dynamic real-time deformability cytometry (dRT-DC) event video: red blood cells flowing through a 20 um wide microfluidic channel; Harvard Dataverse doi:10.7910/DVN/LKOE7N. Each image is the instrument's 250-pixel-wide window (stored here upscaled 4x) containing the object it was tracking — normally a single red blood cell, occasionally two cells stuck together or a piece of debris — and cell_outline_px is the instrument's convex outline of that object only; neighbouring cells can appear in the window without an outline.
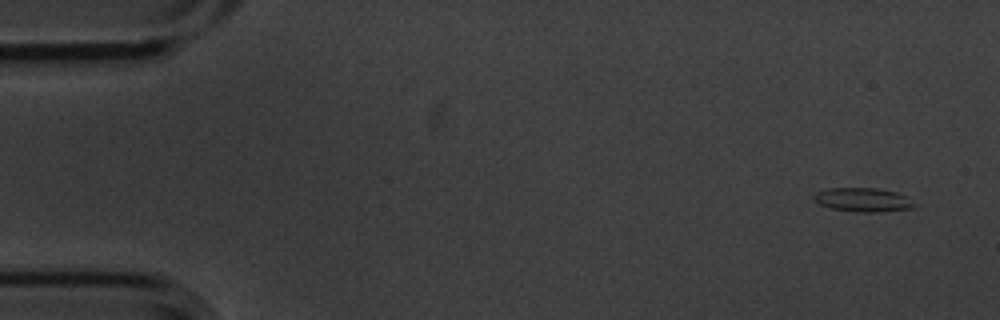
{"species": "common noctule bat (a hibernating species)", "species_latin": "Nyctalus noctula", "temperature_condition": "cold", "stored_images_in_passage": 8, "camera_frame_rate_fps": 3000, "um_per_image_px": 0.085, "animal": {"sex": "male", "body_mass_g": 20.1, "forearm_length_mm": 53.5}, "frame": {"image": 1, "passage_image": 1, "time_ms": 0.0, "image_size_px": [1000, 320], "cell_outline_px": [[920, 204], [912, 208], [884, 212], [856, 212], [832, 208], [820, 204], [812, 196], [816, 192], [828, 188], [876, 188], [896, 192]], "centroid_in_image_um": [73.41, 16.99], "position_along_channel_um": 11.6, "area_um2": 14.05}}
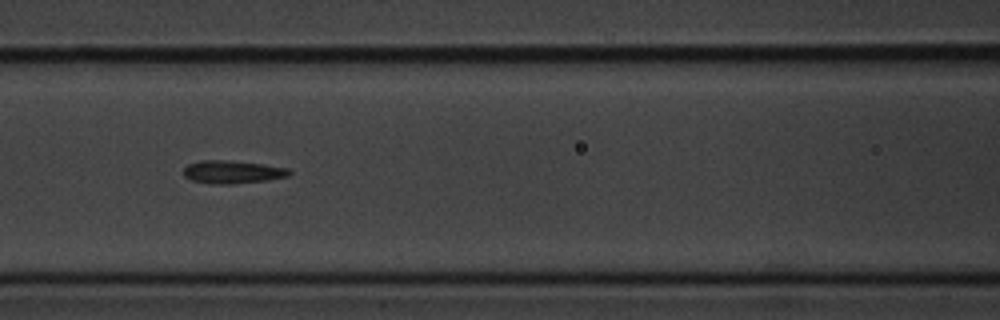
{"frame": {"image": 2, "passage_image": 7, "time_ms": 2.0, "image_size_px": [1000, 320], "cell_outline_px": [[292, 172], [288, 176], [268, 180], [232, 184], [212, 184], [192, 180], [184, 176], [184, 168], [188, 164], [200, 160], [224, 160], [264, 164], [288, 168]], "centroid_in_image_um": [19.76, 14.62], "position_along_channel_um": 146.8, "area_um2": 14.16}}
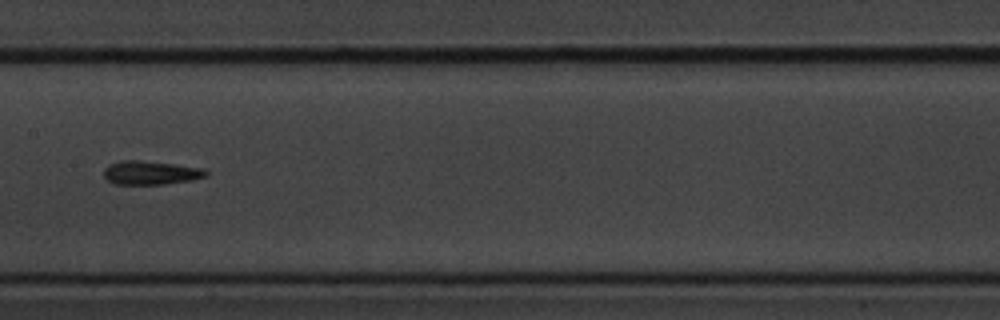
{"frame": {"image": 3, "passage_image": 8, "time_ms": 2.333, "image_size_px": [1000, 320], "cell_outline_px": [[208, 176], [192, 180], [164, 184], [116, 184], [108, 180], [104, 176], [104, 168], [108, 164], [120, 160], [140, 160], [176, 164], [204, 168], [208, 172]], "centroid_in_image_um": [12.82, 14.67], "position_along_channel_um": 194.6, "area_um2": 14.28}}